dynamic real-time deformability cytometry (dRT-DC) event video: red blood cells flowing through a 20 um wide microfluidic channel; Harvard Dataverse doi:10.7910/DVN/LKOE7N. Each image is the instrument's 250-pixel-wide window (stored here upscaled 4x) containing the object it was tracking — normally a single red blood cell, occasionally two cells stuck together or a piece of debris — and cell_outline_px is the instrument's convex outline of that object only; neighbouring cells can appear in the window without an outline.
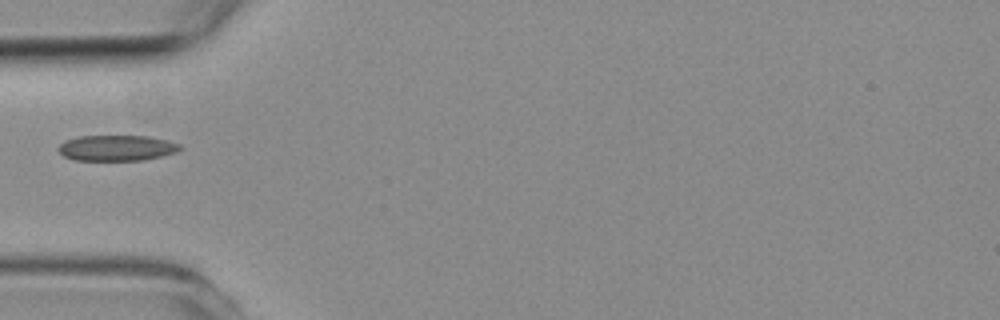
{"species": "common noctule bat (a hibernating species)", "species_latin": "Nyctalus noctula", "temperature_condition": "room temperature", "stored_images_in_passage": 3, "camera_frame_rate_fps": 3000, "um_per_image_px": 0.085, "animal": {"sex": "female", "body_mass_g": 19.3, "forearm_length_mm": 54.1}, "frame": {"image": 1, "passage_image": 1, "time_ms": 0.0, "image_size_px": [1000, 320], "cell_outline_px": [[184, 148], [176, 152], [144, 160], [72, 160], [64, 156], [56, 148], [64, 140], [80, 136], [148, 136], [168, 140], [180, 144]], "centroid_in_image_um": [9.92, 12.57], "position_along_channel_um": 75.1, "area_um2": 18.32}}
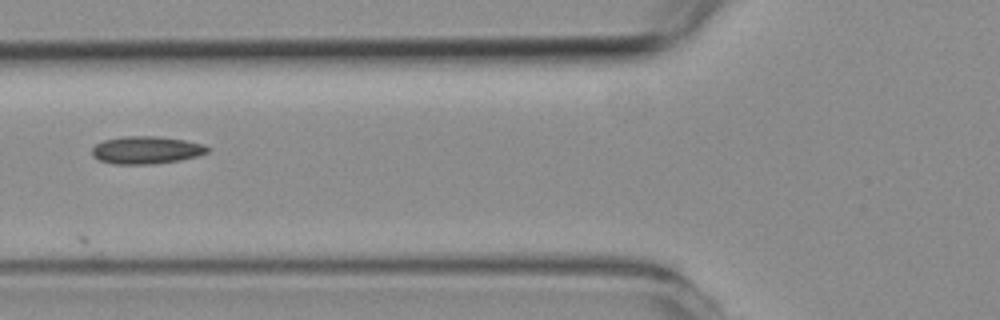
{"frame": {"image": 2, "passage_image": 2, "time_ms": 1.0, "image_size_px": [1000, 320], "cell_outline_px": [[212, 148], [208, 152], [196, 156], [180, 160], [152, 164], [112, 164], [100, 160], [92, 156], [92, 148], [96, 144], [104, 140], [124, 136], [156, 136], [184, 140], [204, 144]], "centroid_in_image_um": [12.44, 12.75], "position_along_channel_um": 113.4, "area_um2": 18.61}}